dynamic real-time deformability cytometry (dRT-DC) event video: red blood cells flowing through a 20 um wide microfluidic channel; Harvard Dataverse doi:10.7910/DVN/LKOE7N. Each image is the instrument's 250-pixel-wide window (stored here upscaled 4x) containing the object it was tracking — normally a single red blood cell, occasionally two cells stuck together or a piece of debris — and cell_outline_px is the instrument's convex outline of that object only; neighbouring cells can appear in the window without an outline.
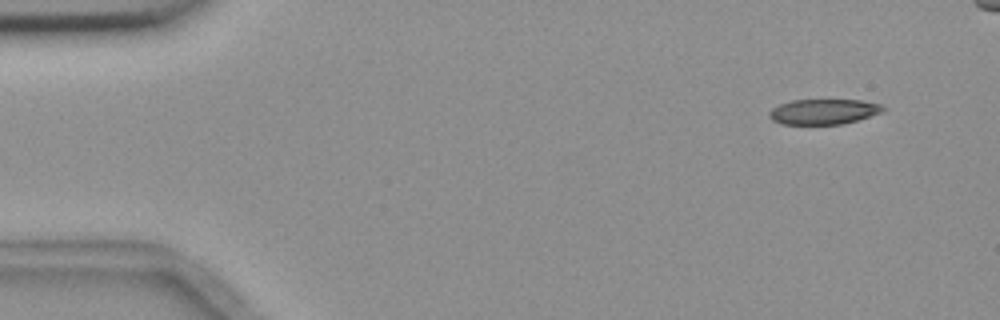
{"species": "common noctule bat (a hibernating species)", "species_latin": "Nyctalus noctula", "temperature_condition": "room temperature", "stored_images_in_passage": 5, "camera_frame_rate_fps": 3000, "um_per_image_px": 0.085, "animal": {"sex": "female", "body_mass_g": 18.4}, "frame": {"image": 1, "passage_image": 1, "time_ms": 0.0, "image_size_px": [1000, 320], "cell_outline_px": [[888, 108], [884, 112], [844, 124], [780, 124], [772, 120], [768, 116], [768, 112], [772, 108], [780, 104], [792, 100], [860, 100], [880, 104]], "centroid_in_image_um": [70.02, 9.49], "position_along_channel_um": 15.0, "area_um2": 16.94}}